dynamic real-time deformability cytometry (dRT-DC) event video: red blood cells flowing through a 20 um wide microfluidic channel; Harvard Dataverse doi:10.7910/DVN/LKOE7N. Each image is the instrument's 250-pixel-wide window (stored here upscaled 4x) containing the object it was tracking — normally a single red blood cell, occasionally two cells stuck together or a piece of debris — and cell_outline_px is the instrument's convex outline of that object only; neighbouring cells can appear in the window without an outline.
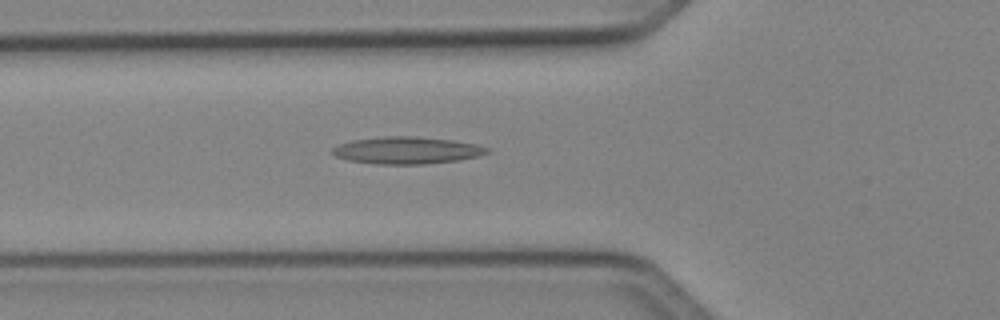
{"species": "Egyptian fruit bat (a non-hibernating species)", "species_latin": "Rousettus aegyptiacus", "temperature_condition": "cold", "stored_images_in_passage": 35, "camera_frame_rate_fps": 3000, "um_per_image_px": 0.085, "animal": {"sex": "female"}, "frame": {"image": 1, "passage_image": 9, "time_ms": 2.667, "image_size_px": [1000, 320], "cell_outline_px": [[488, 152], [476, 156], [456, 160], [424, 164], [376, 164], [348, 160], [336, 156], [332, 152], [332, 148], [340, 144], [352, 140], [388, 136], [408, 136], [452, 140], [476, 144], [488, 148]], "centroid_in_image_um": [34.54, 12.78], "position_along_channel_um": 91.3, "area_um2": 23.99}}
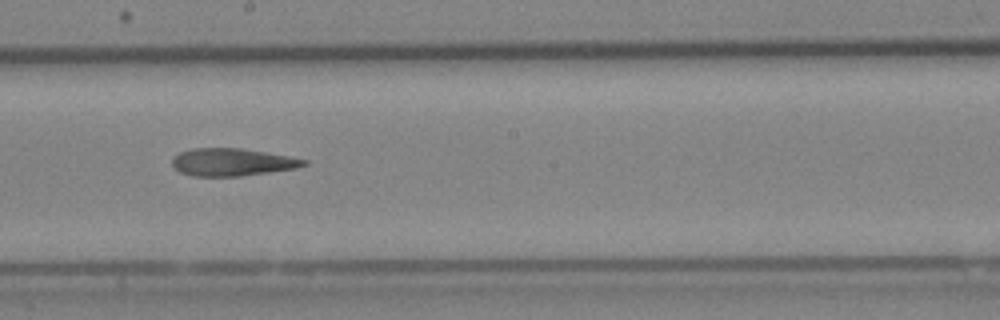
{"frame": {"image": 2, "passage_image": 19, "time_ms": 6.0, "image_size_px": [1000, 320], "cell_outline_px": [[308, 164], [296, 168], [240, 176], [192, 176], [180, 172], [172, 164], [172, 160], [180, 152], [192, 148], [240, 148], [288, 156], [308, 160]], "centroid_in_image_um": [19.73, 13.78], "position_along_channel_um": 228.5, "area_um2": 20.92}}
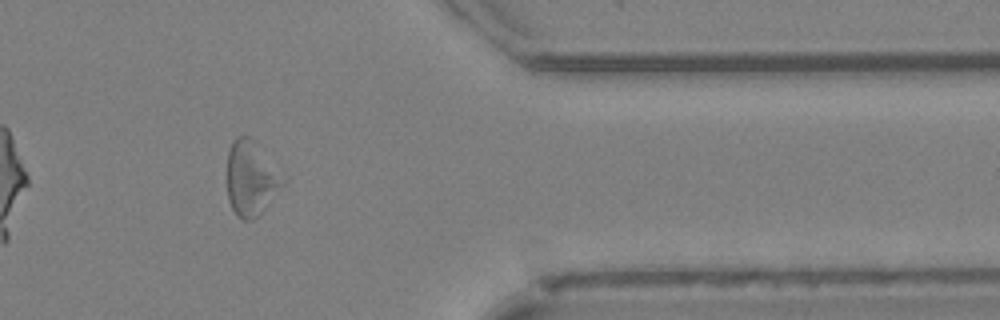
{"frame": {"image": 3, "passage_image": 32, "time_ms": 10.333, "image_size_px": [1000, 320], "cell_outline_px": [[288, 180], [264, 208], [252, 220], [244, 220], [236, 216], [228, 200], [228, 152], [232, 140], [236, 136], [248, 136], [252, 140]], "centroid_in_image_um": [21.34, 15.17], "position_along_channel_um": 390.1, "area_um2": 23.93}, "authors_computed_cell_mechanics": {"area_um2": 22.253, "velocity_mm_per_s": 4.1386, "shape_relaxation_time_tau1_ms": null, "shape_relaxation_time_tau2_ms": 6.5484, "deformation_change_tau1": null, "deformation_change_tau2": 0.1804}}